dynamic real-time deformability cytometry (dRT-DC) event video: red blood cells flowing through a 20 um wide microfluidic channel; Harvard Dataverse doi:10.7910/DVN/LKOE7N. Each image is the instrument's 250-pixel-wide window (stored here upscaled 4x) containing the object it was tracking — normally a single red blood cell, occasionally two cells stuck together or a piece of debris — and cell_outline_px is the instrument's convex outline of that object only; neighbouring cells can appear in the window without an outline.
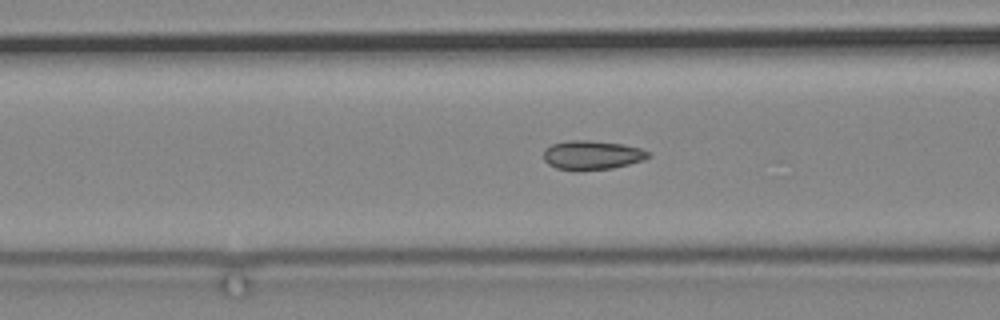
{"species": "common noctule bat (a hibernating species)", "species_latin": "Nyctalus noctula", "temperature_condition": "cold", "stored_images_in_passage": 54, "camera_frame_rate_fps": 3000, "um_per_image_px": 0.085, "animal": {"sex": "male", "body_mass_g": 19.2, "forearm_length_mm": 51.8}, "frame": {"image": 1, "passage_image": 16, "time_ms": 5.0, "image_size_px": [1000, 320], "cell_outline_px": [[652, 156], [644, 160], [612, 168], [556, 168], [548, 164], [544, 160], [544, 148], [552, 144], [568, 140], [588, 140], [624, 144], [640, 148], [652, 152]], "centroid_in_image_um": [50.37, 13.14], "position_along_channel_um": 116.2, "area_um2": 17.4}}
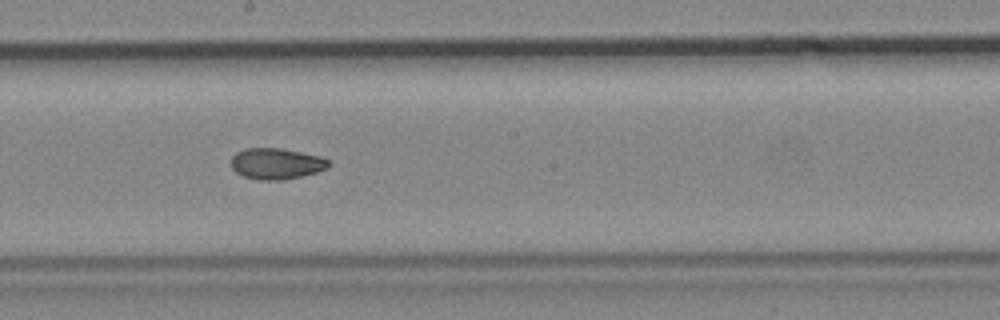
{"frame": {"image": 2, "passage_image": 26, "time_ms": 8.333, "image_size_px": [1000, 320], "cell_outline_px": [[332, 164], [328, 168], [316, 172], [284, 180], [260, 180], [244, 176], [236, 172], [232, 168], [232, 156], [236, 152], [244, 148], [280, 148], [320, 156], [328, 160]], "centroid_in_image_um": [23.49, 13.91], "position_along_channel_um": 224.7, "area_um2": 17.63}}
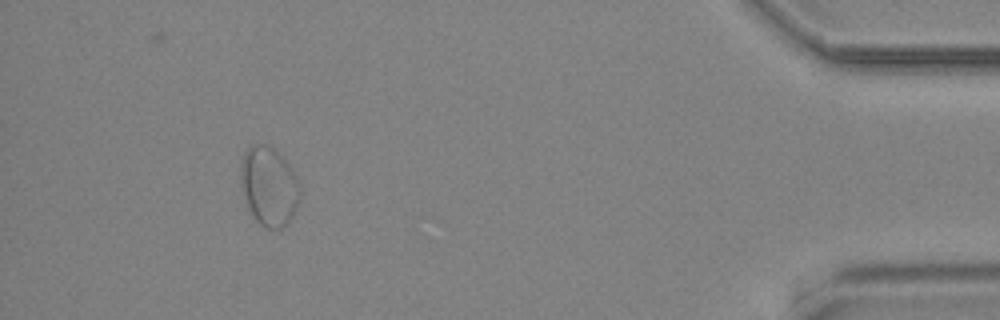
{"frame": {"image": 3, "passage_image": 49, "time_ms": 16.0, "image_size_px": [1000, 320], "cell_outline_px": [[300, 196], [296, 208], [292, 216], [280, 228], [264, 228], [252, 216], [248, 208], [240, 176], [240, 164], [244, 152], [252, 144], [264, 144], [272, 148], [292, 168], [300, 184]], "centroid_in_image_um": [22.85, 15.82], "position_along_channel_um": 412.3, "area_um2": 26.99}}